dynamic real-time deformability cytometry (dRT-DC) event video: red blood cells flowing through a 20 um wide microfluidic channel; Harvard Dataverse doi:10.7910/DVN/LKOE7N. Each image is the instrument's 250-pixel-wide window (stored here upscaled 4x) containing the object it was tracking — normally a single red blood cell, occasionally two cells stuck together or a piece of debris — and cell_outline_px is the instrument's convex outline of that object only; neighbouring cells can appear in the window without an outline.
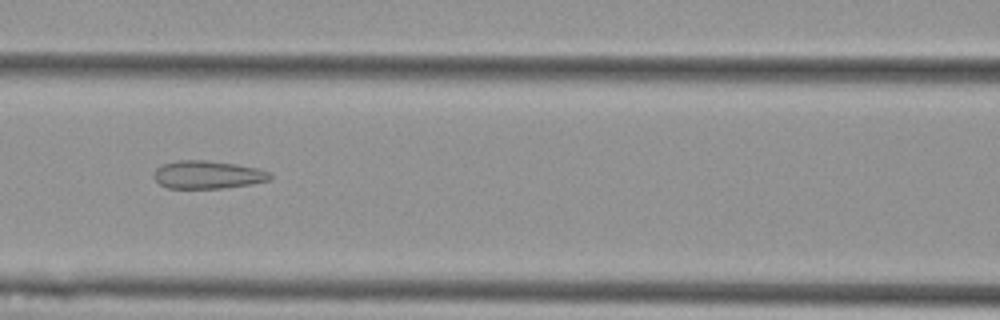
{"species": "Egyptian fruit bat (a non-hibernating species)", "species_latin": "Rousettus aegyptiacus", "temperature_condition": "cold", "stored_images_in_passage": 21, "camera_frame_rate_fps": 3000, "um_per_image_px": 0.085, "animal": {"sex": "female"}, "frame": {"image": 1, "passage_image": 9, "time_ms": 2.667, "image_size_px": [1000, 320], "cell_outline_px": [[272, 176], [268, 180], [252, 184], [220, 188], [168, 188], [160, 184], [152, 176], [152, 172], [156, 168], [164, 164], [176, 160], [208, 160], [236, 164], [256, 168], [272, 172]], "centroid_in_image_um": [17.63, 14.84], "position_along_channel_um": 149.0, "area_um2": 19.02}}
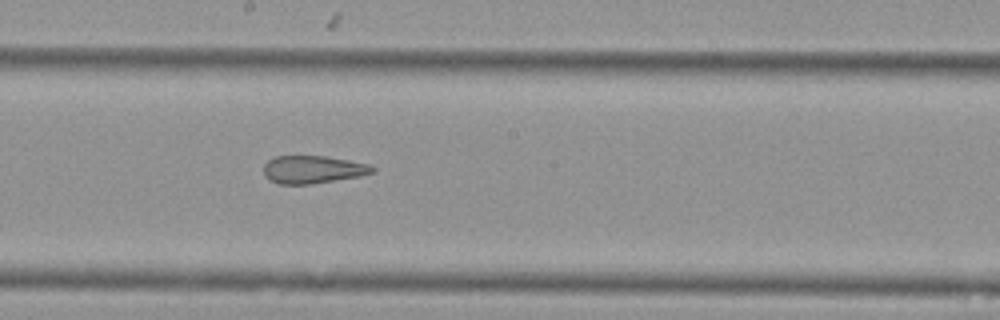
{"frame": {"image": 2, "passage_image": 15, "time_ms": 4.667, "image_size_px": [1000, 320], "cell_outline_px": [[376, 172], [360, 176], [312, 184], [280, 184], [268, 180], [264, 176], [264, 164], [268, 160], [276, 156], [324, 156], [348, 160], [368, 164], [376, 168]], "centroid_in_image_um": [26.59, 14.41], "position_along_channel_um": 221.6, "area_um2": 17.69}}
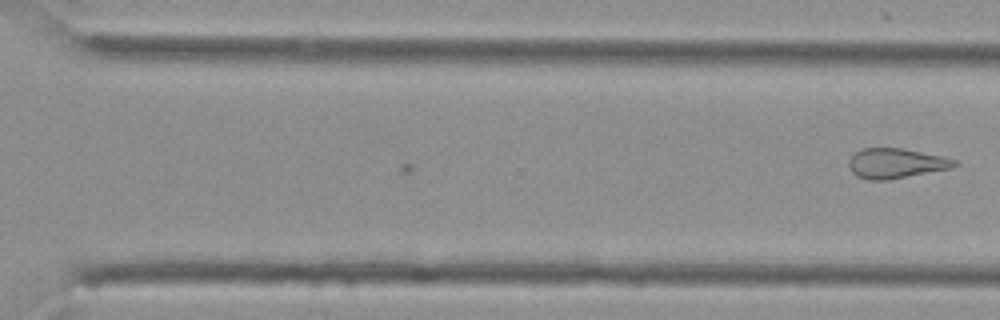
{"frame": {"image": 3, "passage_image": 21, "time_ms": 6.667, "image_size_px": [1000, 320], "cell_outline_px": [[960, 164], [952, 168], [888, 180], [868, 180], [856, 176], [848, 168], [848, 160], [856, 152], [864, 148], [904, 148], [940, 156], [956, 160]], "centroid_in_image_um": [76.14, 13.89], "position_along_channel_um": 294.5, "area_um2": 18.5}}